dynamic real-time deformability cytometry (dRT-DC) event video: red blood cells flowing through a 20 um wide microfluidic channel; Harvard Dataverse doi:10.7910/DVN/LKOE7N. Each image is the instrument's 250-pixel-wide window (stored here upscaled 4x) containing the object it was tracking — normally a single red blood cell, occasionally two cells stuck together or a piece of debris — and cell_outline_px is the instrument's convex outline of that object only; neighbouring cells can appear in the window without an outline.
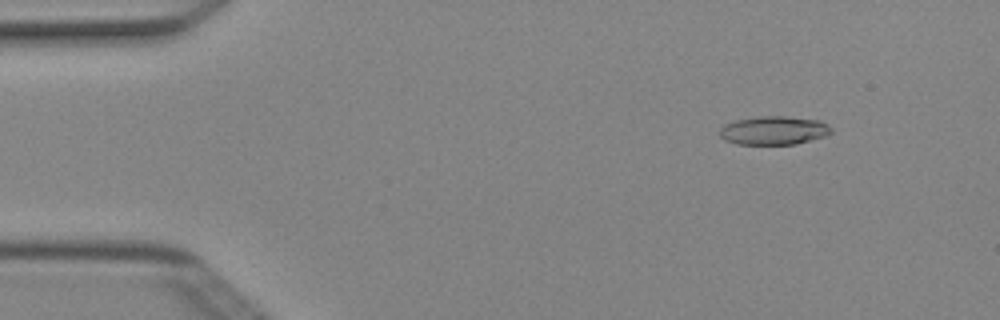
{"species": "Egyptian fruit bat (a non-hibernating species)", "species_latin": "Rousettus aegyptiacus", "temperature_condition": "cold", "stored_images_in_passage": 3, "camera_frame_rate_fps": 3000, "um_per_image_px": 0.085, "animal": {"sex": "female"}, "frame": {"image": 1, "passage_image": 2, "time_ms": 0.333, "image_size_px": [1000, 320], "cell_outline_px": [[832, 132], [824, 136], [796, 144], [736, 144], [724, 140], [720, 136], [720, 128], [724, 124], [736, 120], [760, 116], [784, 116], [820, 120], [832, 128]], "centroid_in_image_um": [65.75, 11.08], "position_along_channel_um": 19.2, "area_um2": 18.55}}